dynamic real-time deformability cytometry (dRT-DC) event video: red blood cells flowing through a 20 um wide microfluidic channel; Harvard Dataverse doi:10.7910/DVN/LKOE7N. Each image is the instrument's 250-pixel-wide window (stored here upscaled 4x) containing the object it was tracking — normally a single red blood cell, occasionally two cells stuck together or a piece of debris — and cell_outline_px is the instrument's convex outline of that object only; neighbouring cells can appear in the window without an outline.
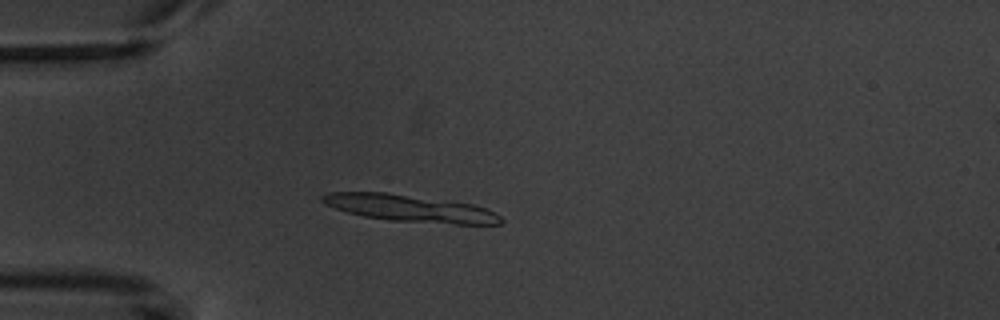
{"species": "common noctule bat (a hibernating species)", "species_latin": "Nyctalus noctula", "temperature_condition": "warm", "stored_images_in_passage": 8, "camera_frame_rate_fps": 3000, "um_per_image_px": 0.085, "animal": {"sex": "male", "body_mass_g": 20.1, "forearm_length_mm": 53.5}, "frame": {"image": 1, "passage_image": 5, "time_ms": 5.0, "image_size_px": [1000, 320], "cell_outline_px": [[504, 220], [500, 224], [456, 224], [392, 220], [364, 216], [348, 212], [324, 204], [320, 200], [320, 196], [328, 192], [388, 192], [472, 204], [496, 212]], "centroid_in_image_um": [34.84, 17.7], "position_along_channel_um": 50.2, "area_um2": 27.86}}